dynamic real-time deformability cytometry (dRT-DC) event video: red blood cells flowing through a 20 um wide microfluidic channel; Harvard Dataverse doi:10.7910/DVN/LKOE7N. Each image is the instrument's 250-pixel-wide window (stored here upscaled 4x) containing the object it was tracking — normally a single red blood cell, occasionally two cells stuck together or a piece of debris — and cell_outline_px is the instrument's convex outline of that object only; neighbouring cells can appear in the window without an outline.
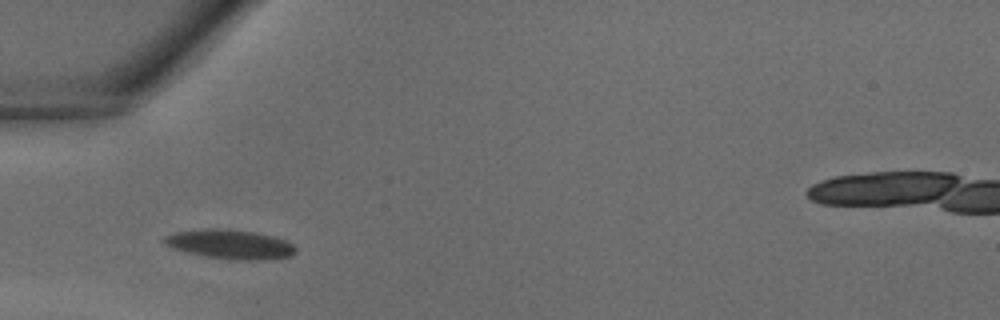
{"species": "common noctule bat (a hibernating species)", "species_latin": "Nyctalus noctula", "temperature_condition": "warm", "stored_images_in_passage": 24, "camera_frame_rate_fps": 3000, "um_per_image_px": 0.085, "animal": {"sex": "male", "body_mass_g": 18.8}, "frame": {"image": 1, "passage_image": 2, "time_ms": 0.333, "image_size_px": [1000, 320], "cell_outline_px": [[296, 252], [292, 256], [272, 260], [236, 260], [208, 256], [188, 252], [172, 248], [164, 244], [164, 236], [176, 232], [204, 228], [228, 228], [256, 232], [272, 236], [284, 240], [292, 244], [296, 248]], "centroid_in_image_um": [19.59, 20.76], "position_along_channel_um": 65.4, "area_um2": 22.6}}
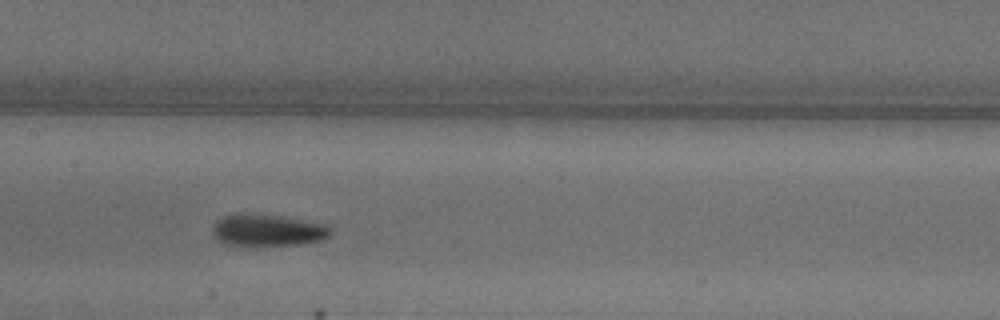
{"frame": {"image": 2, "passage_image": 9, "time_ms": 2.667, "image_size_px": [1000, 320], "cell_outline_px": [[332, 232], [324, 240], [296, 244], [224, 244], [212, 232], [212, 228], [216, 220], [224, 216], [236, 212], [280, 216], [332, 224]], "centroid_in_image_um": [22.81, 19.52], "position_along_channel_um": 184.6, "area_um2": 21.85}}
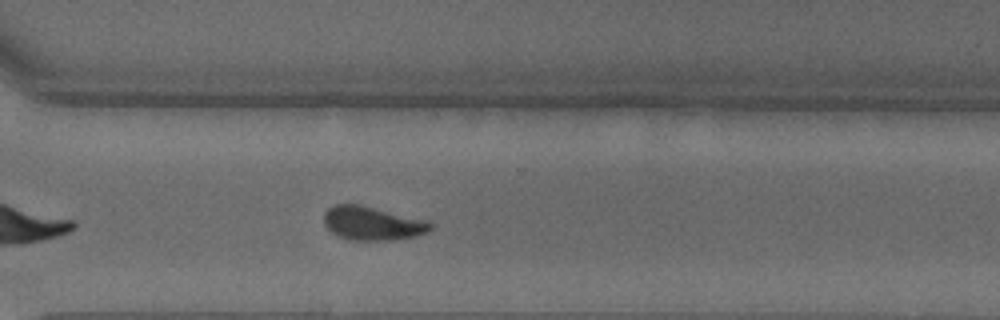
{"frame": {"image": 3, "passage_image": 18, "time_ms": 5.667, "image_size_px": [1000, 320], "cell_outline_px": [[432, 228], [428, 232], [416, 236], [392, 240], [348, 240], [336, 236], [324, 224], [324, 212], [328, 208], [336, 204], [360, 204], [428, 220], [432, 224]], "centroid_in_image_um": [31.65, 18.98], "position_along_channel_um": 338.9, "area_um2": 21.15}}